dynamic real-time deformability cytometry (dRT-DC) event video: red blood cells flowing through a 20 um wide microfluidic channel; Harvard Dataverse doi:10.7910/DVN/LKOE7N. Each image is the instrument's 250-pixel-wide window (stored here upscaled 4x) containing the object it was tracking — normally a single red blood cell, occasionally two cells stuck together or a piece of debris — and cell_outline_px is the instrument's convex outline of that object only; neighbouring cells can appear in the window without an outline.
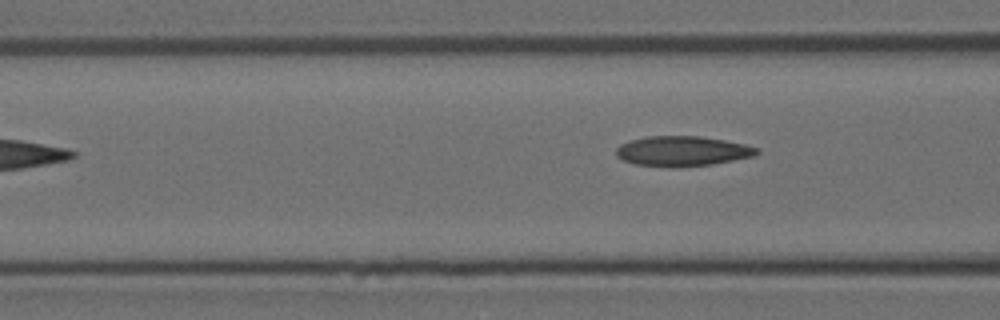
{"species": "Egyptian fruit bat (a non-hibernating species)", "species_latin": "Rousettus aegyptiacus", "temperature_condition": "room temperature", "stored_images_in_passage": 6, "camera_frame_rate_fps": 3000, "um_per_image_px": 0.085, "animal": {"sex": "female"}, "frame": {"image": 1, "passage_image": 6, "time_ms": 5.667, "image_size_px": [1000, 320], "cell_outline_px": [[760, 152], [752, 156], [712, 164], [680, 168], [668, 168], [636, 164], [624, 160], [616, 156], [616, 148], [620, 144], [632, 140], [648, 136], [700, 136], [724, 140], [744, 144], [760, 148]], "centroid_in_image_um": [57.99, 12.86], "position_along_channel_um": 108.6, "area_um2": 24.74}}